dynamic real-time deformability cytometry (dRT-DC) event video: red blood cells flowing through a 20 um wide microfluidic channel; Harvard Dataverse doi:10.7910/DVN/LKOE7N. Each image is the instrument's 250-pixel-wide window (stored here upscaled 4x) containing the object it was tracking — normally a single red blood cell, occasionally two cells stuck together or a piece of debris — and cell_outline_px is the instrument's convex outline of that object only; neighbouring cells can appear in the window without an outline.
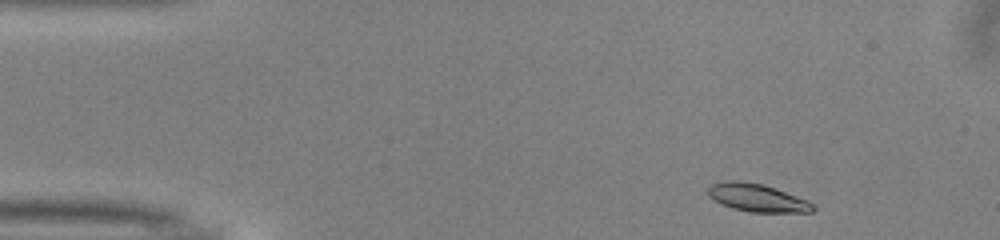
{"species": "common noctule bat (a hibernating species)", "species_latin": "Nyctalus noctula", "temperature_condition": "warm", "stored_images_in_passage": 10, "camera_frame_rate_fps": 3000, "um_per_image_px": 0.085, "animal": {"sex": "male", "body_mass_g": 13.0, "forearm_length_mm": 53.1}, "frame": {"image": 1, "passage_image": 1, "time_ms": 0.0, "image_size_px": [1000, 240], "cell_outline_px": [[816, 208], [812, 212], [752, 212], [732, 208], [708, 196], [708, 188], [712, 184], [728, 180], [736, 180], [764, 184], [776, 188], [808, 200]], "centroid_in_image_um": [64.39, 16.8], "position_along_channel_um": 20.6, "area_um2": 16.94}}